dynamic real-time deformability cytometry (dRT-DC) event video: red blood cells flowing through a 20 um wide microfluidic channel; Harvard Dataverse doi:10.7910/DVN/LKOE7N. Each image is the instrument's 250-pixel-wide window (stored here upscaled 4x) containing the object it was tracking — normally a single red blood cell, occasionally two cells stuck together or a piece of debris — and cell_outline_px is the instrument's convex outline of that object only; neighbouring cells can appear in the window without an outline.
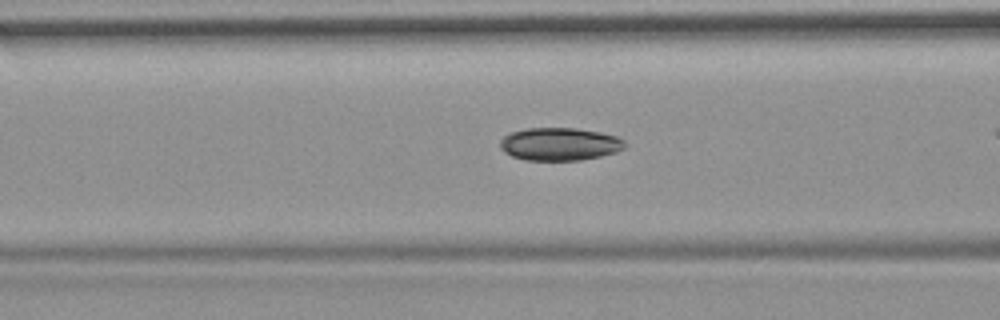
{"species": "common noctule bat (a hibernating species)", "species_latin": "Nyctalus noctula", "temperature_condition": "room temperature", "stored_images_in_passage": 14, "camera_frame_rate_fps": 3000, "um_per_image_px": 0.085, "animal": {"sex": "female", "body_mass_g": 19.9}, "frame": {"image": 1, "passage_image": 8, "time_ms": 2.333, "image_size_px": [1000, 320], "cell_outline_px": [[624, 148], [616, 152], [600, 156], [580, 160], [528, 160], [512, 156], [504, 152], [500, 148], [500, 140], [508, 132], [528, 128], [576, 128], [600, 132], [616, 136], [624, 140]], "centroid_in_image_um": [47.54, 12.24], "position_along_channel_um": 119.1, "area_um2": 23.87}}
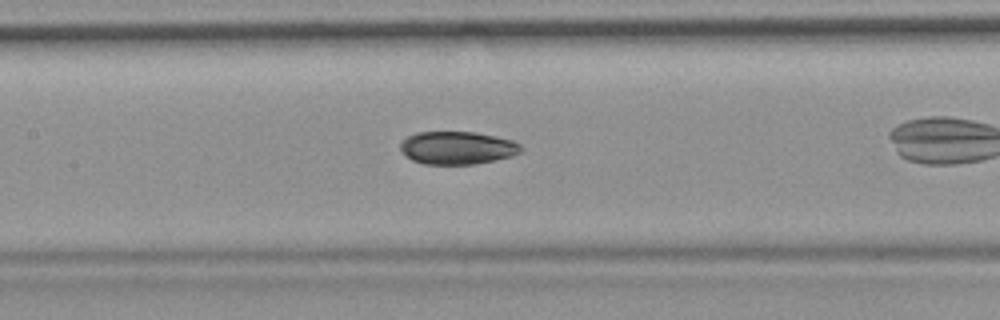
{"frame": {"image": 2, "passage_image": 12, "time_ms": 3.667, "image_size_px": [1000, 320], "cell_outline_px": [[524, 148], [520, 152], [512, 156], [496, 160], [472, 164], [424, 164], [412, 160], [400, 148], [400, 140], [416, 132], [472, 132], [496, 136], [512, 140], [520, 144]], "centroid_in_image_um": [38.88, 12.56], "position_along_channel_um": 168.5, "area_um2": 23.12}}